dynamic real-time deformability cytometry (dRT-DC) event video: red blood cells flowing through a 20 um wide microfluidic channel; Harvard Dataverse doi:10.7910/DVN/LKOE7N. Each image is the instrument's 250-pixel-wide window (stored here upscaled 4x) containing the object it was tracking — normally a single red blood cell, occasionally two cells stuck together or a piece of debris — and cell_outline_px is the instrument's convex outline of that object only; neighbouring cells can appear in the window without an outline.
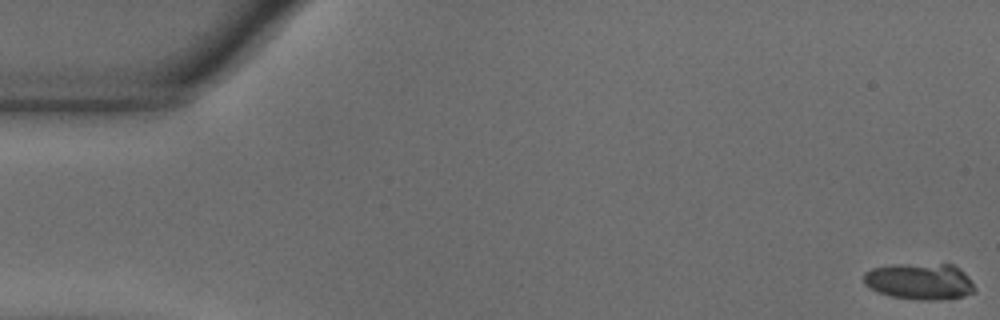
{"species": "common noctule bat (a hibernating species)", "species_latin": "Nyctalus noctula", "temperature_condition": "warm", "stored_images_in_passage": 55, "camera_frame_rate_fps": 3000, "um_per_image_px": 0.085, "animal": {"sex": "male", "body_mass_g": 18.8}, "frame": {"image": 1, "passage_image": 1, "time_ms": 0.0, "image_size_px": [1000, 320], "cell_outline_px": [[976, 292], [964, 296], [940, 300], [920, 300], [892, 296], [880, 292], [864, 284], [864, 272], [872, 268], [892, 264], [952, 264], [960, 268], [968, 276], [976, 288]], "centroid_in_image_um": [78.22, 23.91], "position_along_channel_um": 6.8, "area_um2": 23.7}}
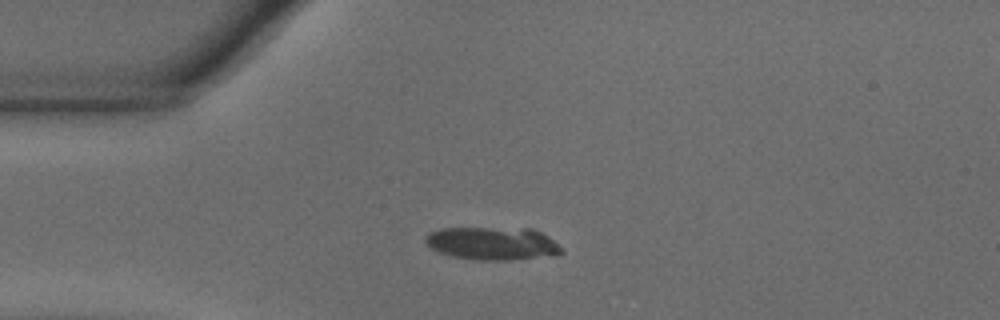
{"frame": {"image": 2, "passage_image": 14, "time_ms": 4.333, "image_size_px": [1000, 320], "cell_outline_px": [[564, 252], [508, 260], [480, 260], [452, 256], [440, 252], [432, 248], [424, 240], [424, 236], [428, 232], [440, 228], [532, 228], [548, 236]], "centroid_in_image_um": [41.77, 20.66], "position_along_channel_um": 43.2, "area_um2": 25.66}}